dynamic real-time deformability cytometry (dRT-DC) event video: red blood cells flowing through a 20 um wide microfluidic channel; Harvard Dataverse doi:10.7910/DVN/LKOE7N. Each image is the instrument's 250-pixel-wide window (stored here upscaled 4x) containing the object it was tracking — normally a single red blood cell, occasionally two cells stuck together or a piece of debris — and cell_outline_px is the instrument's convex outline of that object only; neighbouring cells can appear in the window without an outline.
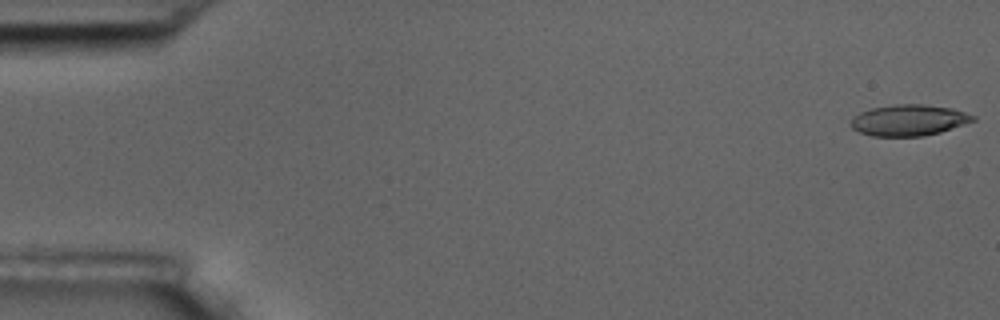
{"species": "common noctule bat (a hibernating species)", "species_latin": "Nyctalus noctula", "temperature_condition": "room temperature", "stored_images_in_passage": 13, "camera_frame_rate_fps": 3000, "um_per_image_px": 0.085, "animal": {"sex": "male", "body_mass_g": 17.5, "forearm_length_mm": 52.3}, "frame": {"image": 1, "passage_image": 1, "time_ms": 0.0, "image_size_px": [1000, 320], "cell_outline_px": [[976, 120], [940, 132], [924, 136], [872, 136], [860, 132], [852, 128], [852, 116], [860, 112], [872, 108], [896, 104], [920, 104], [952, 108], [976, 116]], "centroid_in_image_um": [77.25, 10.21], "position_along_channel_um": 7.7, "area_um2": 22.02}}
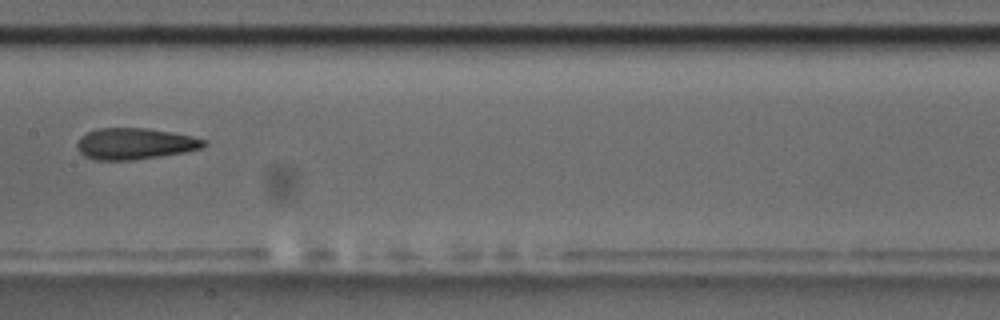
{"frame": {"image": 2, "passage_image": 8, "time_ms": 9.333, "image_size_px": [1000, 320], "cell_outline_px": [[208, 144], [200, 148], [184, 152], [160, 156], [132, 160], [96, 160], [84, 156], [76, 148], [76, 144], [80, 136], [96, 128], [148, 128], [192, 136], [208, 140]], "centroid_in_image_um": [11.45, 12.21], "position_along_channel_um": 196.0, "area_um2": 23.24}}
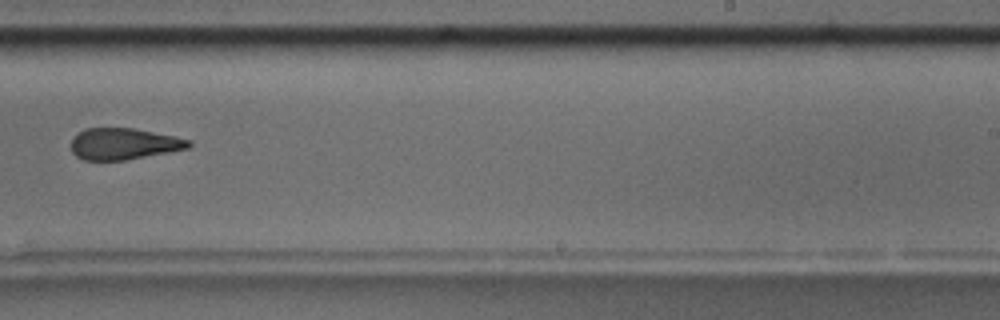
{"frame": {"image": 3, "passage_image": 10, "time_ms": 11.667, "image_size_px": [1000, 320], "cell_outline_px": [[192, 144], [188, 148], [168, 152], [124, 160], [84, 160], [76, 156], [72, 152], [72, 136], [76, 132], [84, 128], [132, 128], [176, 136], [192, 140]], "centroid_in_image_um": [10.5, 12.21], "position_along_channel_um": 278.5, "area_um2": 21.62}, "authors_computed_cell_mechanics": {"area_um2": 22.831, "velocity_mm_per_s": 3.5541, "shape_relaxation_time_tau1_ms": null, "shape_relaxation_time_tau2_ms": 3.4366, "deformation_change_tau1": null, "deformation_change_tau2": 0.1104}}